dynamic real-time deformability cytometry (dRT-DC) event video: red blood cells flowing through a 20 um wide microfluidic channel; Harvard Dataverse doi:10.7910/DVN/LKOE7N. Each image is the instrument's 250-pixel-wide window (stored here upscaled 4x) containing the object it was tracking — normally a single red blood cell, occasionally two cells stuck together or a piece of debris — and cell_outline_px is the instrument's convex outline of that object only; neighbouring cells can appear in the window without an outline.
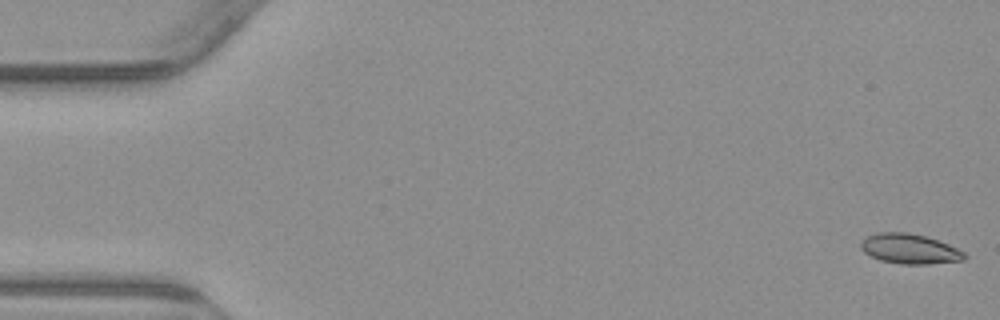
{"species": "common noctule bat (a hibernating species)", "species_latin": "Nyctalus noctula", "temperature_condition": "warm", "stored_images_in_passage": 51, "camera_frame_rate_fps": 3000, "um_per_image_px": 0.085, "animal": {"sex": "male", "body_mass_g": 23.1, "forearm_length_mm": 52.7}, "frame": {"image": 1, "passage_image": 1, "time_ms": 0.0, "image_size_px": [1000, 320], "cell_outline_px": [[968, 256], [964, 260], [928, 264], [900, 264], [880, 260], [864, 252], [860, 248], [860, 240], [876, 232], [908, 232], [924, 236], [948, 244], [964, 252]], "centroid_in_image_um": [77.3, 21.15], "position_along_channel_um": 7.7, "area_um2": 18.09}}
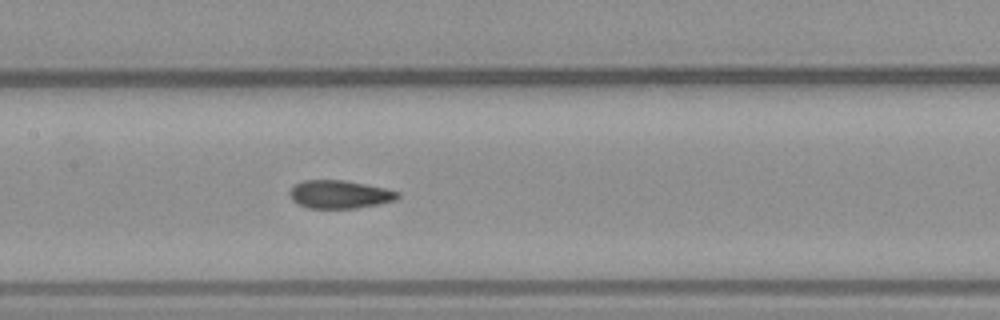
{"frame": {"image": 2, "passage_image": 26, "time_ms": 8.333, "image_size_px": [1000, 320], "cell_outline_px": [[400, 196], [396, 200], [380, 204], [356, 208], [308, 208], [292, 200], [288, 192], [296, 184], [304, 180], [344, 180], [388, 188], [400, 192]], "centroid_in_image_um": [28.92, 16.52], "position_along_channel_um": 178.5, "area_um2": 17.8}}
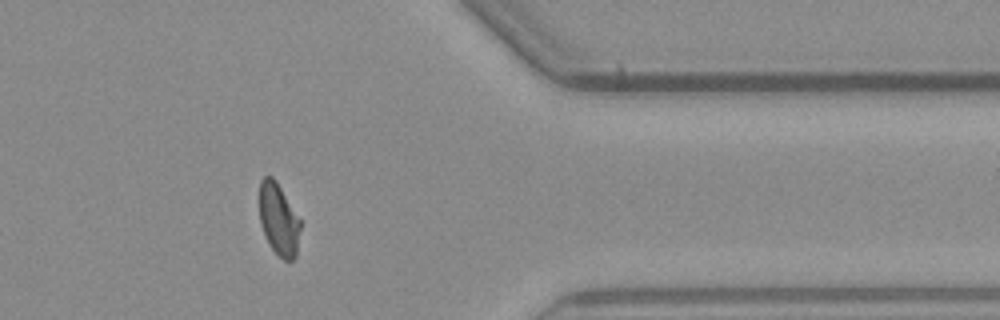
{"frame": {"image": 3, "passage_image": 44, "time_ms": 14.333, "image_size_px": [1000, 320], "cell_outline_px": [[300, 228], [296, 256], [292, 260], [284, 260], [268, 244], [260, 224], [260, 180], [264, 176], [272, 176], [276, 180], [300, 220]], "centroid_in_image_um": [23.67, 18.64], "position_along_channel_um": 387.7, "area_um2": 16.99}, "authors_computed_cell_mechanics": {"area_um2": 18.0914, "velocity_mm_per_s": 3.8264, "shape_relaxation_time_tau1_ms": 5.764, "shape_relaxation_time_tau2_ms": 1.2944, "deformation_change_tau1": 0.1911, "deformation_change_tau2": 0.068}}